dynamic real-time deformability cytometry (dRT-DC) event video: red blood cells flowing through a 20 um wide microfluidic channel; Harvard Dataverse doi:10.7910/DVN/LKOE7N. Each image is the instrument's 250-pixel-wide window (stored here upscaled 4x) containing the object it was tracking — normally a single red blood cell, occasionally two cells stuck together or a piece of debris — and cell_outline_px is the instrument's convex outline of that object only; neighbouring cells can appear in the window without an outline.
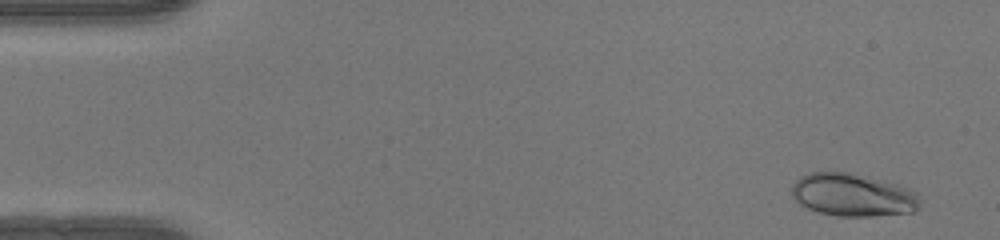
{"species": "human", "species_latin": "Homo sapiens", "temperature_condition": "warm", "stored_images_in_passage": 50, "camera_frame_rate_fps": 3000, "um_per_image_px": 0.085, "donor": {"sex": "female"}, "frame": {"image": 1, "passage_image": 3, "time_ms": 0.667, "image_size_px": [1000, 240], "cell_outline_px": [[916, 208], [912, 212], [872, 216], [836, 216], [820, 212], [808, 208], [800, 204], [792, 196], [792, 184], [800, 176], [808, 172], [848, 172], [896, 184], [908, 188], [916, 192]], "centroid_in_image_um": [72.41, 16.56], "position_along_channel_um": 12.6, "area_um2": 31.5}}
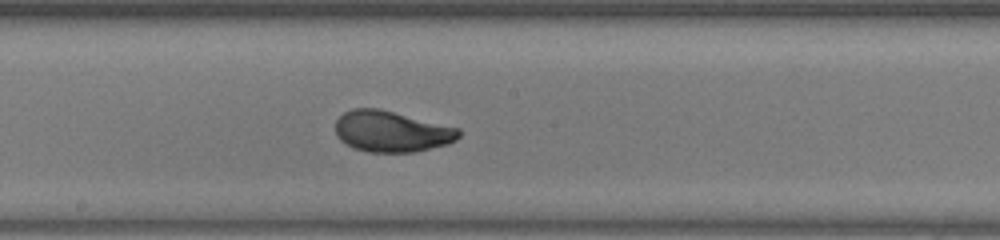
{"frame": {"image": 2, "passage_image": 27, "time_ms": 8.667, "image_size_px": [1000, 240], "cell_outline_px": [[460, 136], [456, 140], [448, 144], [416, 152], [368, 152], [356, 148], [340, 140], [336, 136], [336, 120], [344, 112], [352, 108], [380, 108], [460, 128]], "centroid_in_image_um": [33.3, 11.16], "position_along_channel_um": 214.9, "area_um2": 29.65}}
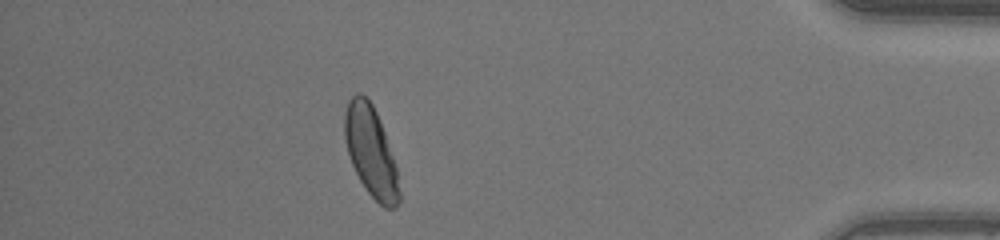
{"frame": {"image": 3, "passage_image": 44, "time_ms": 14.333, "image_size_px": [1000, 240], "cell_outline_px": [[400, 200], [396, 208], [384, 208], [364, 188], [352, 164], [344, 140], [344, 112], [348, 100], [356, 92], [360, 92], [372, 104], [376, 112], [384, 132], [396, 168], [400, 192]], "centroid_in_image_um": [31.5, 12.88], "position_along_channel_um": 403.7, "area_um2": 28.44}, "authors_computed_cell_mechanics": {"area_um2": 29.2179, "velocity_mm_per_s": 4.1695, "shape_relaxation_time_tau1_ms": 3.1151, "shape_relaxation_time_tau2_ms": null, "deformation_change_tau1": 0.1682, "deformation_change_tau2": null}}